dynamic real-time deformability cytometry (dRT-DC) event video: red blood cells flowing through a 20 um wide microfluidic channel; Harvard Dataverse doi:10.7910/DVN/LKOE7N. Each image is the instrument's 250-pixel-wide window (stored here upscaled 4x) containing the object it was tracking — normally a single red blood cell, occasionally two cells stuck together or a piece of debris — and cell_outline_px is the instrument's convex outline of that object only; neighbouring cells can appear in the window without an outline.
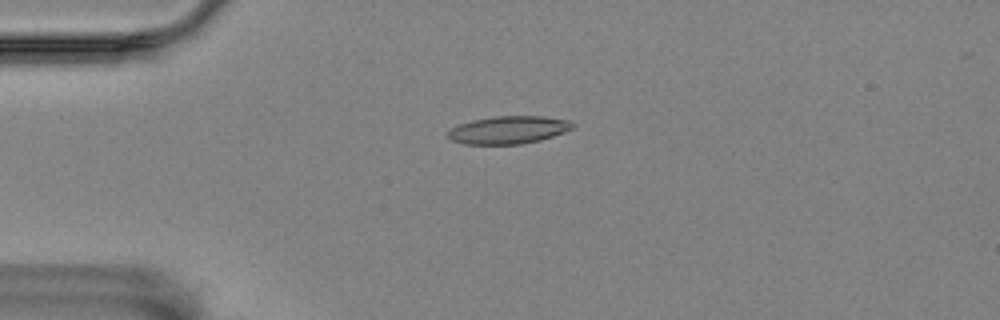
{"species": "Egyptian fruit bat (a non-hibernating species)", "species_latin": "Rousettus aegyptiacus", "temperature_condition": "room temperature", "stored_images_in_passage": 46, "camera_frame_rate_fps": 3000, "um_per_image_px": 0.085, "animal": {"sex": "female"}, "frame": {"image": 1, "passage_image": 3, "time_ms": 0.667, "image_size_px": [1000, 320], "cell_outline_px": [[572, 128], [564, 132], [540, 140], [520, 144], [464, 144], [452, 140], [448, 136], [448, 132], [452, 128], [460, 124], [472, 120], [492, 116], [544, 116], [568, 120], [572, 124]], "centroid_in_image_um": [43.2, 11.04], "position_along_channel_um": 41.8, "area_um2": 19.94}}
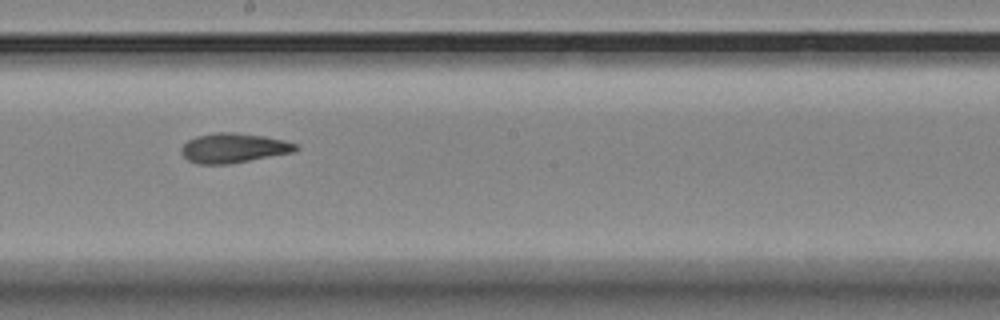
{"frame": {"image": 2, "passage_image": 21, "time_ms": 6.667, "image_size_px": [1000, 320], "cell_outline_px": [[300, 148], [292, 152], [228, 164], [196, 164], [188, 160], [180, 152], [180, 148], [188, 140], [196, 136], [212, 132], [236, 132], [264, 136], [284, 140], [296, 144]], "centroid_in_image_um": [19.81, 12.57], "position_along_channel_um": 228.4, "area_um2": 19.77}}
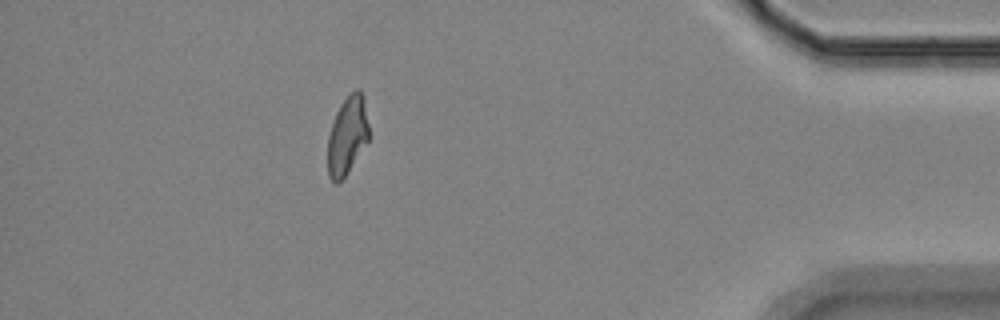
{"frame": {"image": 3, "passage_image": 40, "time_ms": 13.0, "image_size_px": [1000, 320], "cell_outline_px": [[368, 140], [344, 176], [336, 184], [328, 176], [328, 136], [336, 112], [340, 104], [356, 88], [360, 88], [364, 96], [368, 124]], "centroid_in_image_um": [29.52, 11.47], "position_along_channel_um": 405.7, "area_um2": 18.44}, "authors_computed_cell_mechanics": {"area_um2": 19.7098, "velocity_mm_per_s": 3.5006, "shape_relaxation_time_tau1_ms": 8.3668, "shape_relaxation_time_tau2_ms": 5.361, "deformation_change_tau1": 0.2052, "deformation_change_tau2": 0.1418}}